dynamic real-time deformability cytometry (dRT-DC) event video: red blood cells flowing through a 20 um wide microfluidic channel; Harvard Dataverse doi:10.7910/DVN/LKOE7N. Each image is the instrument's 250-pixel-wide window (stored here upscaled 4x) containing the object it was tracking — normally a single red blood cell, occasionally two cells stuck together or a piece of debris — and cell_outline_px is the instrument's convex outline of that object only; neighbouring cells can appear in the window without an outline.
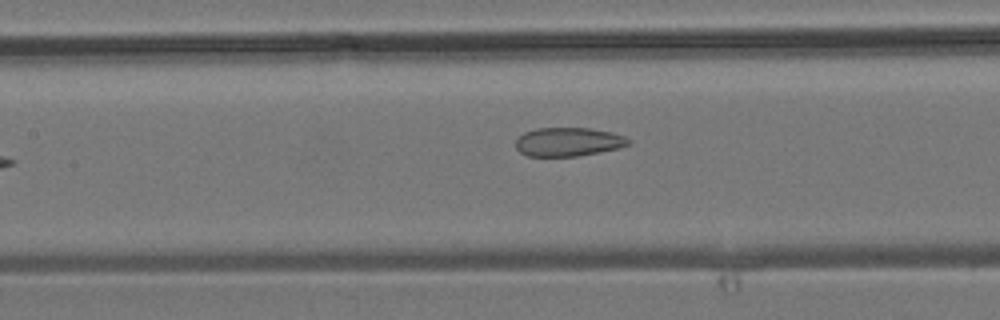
{"species": "common noctule bat (a hibernating species)", "species_latin": "Nyctalus noctula", "temperature_condition": "room temperature", "stored_images_in_passage": 7, "camera_frame_rate_fps": 3000, "um_per_image_px": 0.085, "animal": {"sex": "male", "body_mass_g": 19.2, "forearm_length_mm": 51.8}, "frame": {"image": 1, "passage_image": 7, "time_ms": 7.0, "image_size_px": [1000, 320], "cell_outline_px": [[632, 144], [620, 148], [600, 152], [576, 156], [528, 156], [520, 152], [516, 148], [516, 140], [524, 132], [536, 128], [588, 128], [612, 132], [624, 136], [632, 140]], "centroid_in_image_um": [48.34, 12.06], "position_along_channel_um": 159.1, "area_um2": 19.02}}